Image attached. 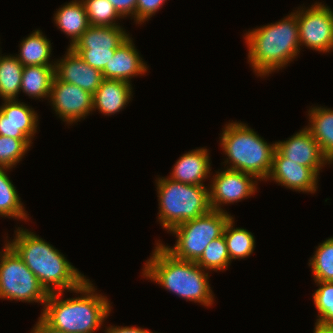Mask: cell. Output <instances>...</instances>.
<instances>
[{
	"instance_id": "cb8c5ba5",
	"label": "cell",
	"mask_w": 333,
	"mask_h": 333,
	"mask_svg": "<svg viewBox=\"0 0 333 333\" xmlns=\"http://www.w3.org/2000/svg\"><path fill=\"white\" fill-rule=\"evenodd\" d=\"M24 66L13 55L0 56V97L2 100L17 99Z\"/></svg>"
},
{
	"instance_id": "52a82bcc",
	"label": "cell",
	"mask_w": 333,
	"mask_h": 333,
	"mask_svg": "<svg viewBox=\"0 0 333 333\" xmlns=\"http://www.w3.org/2000/svg\"><path fill=\"white\" fill-rule=\"evenodd\" d=\"M231 217L227 212L211 209L206 214L174 227L170 231L177 237L173 247L162 245L175 258L196 262L207 245L223 235Z\"/></svg>"
},
{
	"instance_id": "ffe728a7",
	"label": "cell",
	"mask_w": 333,
	"mask_h": 333,
	"mask_svg": "<svg viewBox=\"0 0 333 333\" xmlns=\"http://www.w3.org/2000/svg\"><path fill=\"white\" fill-rule=\"evenodd\" d=\"M53 18L58 28L71 37L69 47H72L90 26L85 7L81 0L71 1L60 7Z\"/></svg>"
},
{
	"instance_id": "4316f807",
	"label": "cell",
	"mask_w": 333,
	"mask_h": 333,
	"mask_svg": "<svg viewBox=\"0 0 333 333\" xmlns=\"http://www.w3.org/2000/svg\"><path fill=\"white\" fill-rule=\"evenodd\" d=\"M309 260L314 281H333V237L316 247Z\"/></svg>"
},
{
	"instance_id": "277c9868",
	"label": "cell",
	"mask_w": 333,
	"mask_h": 333,
	"mask_svg": "<svg viewBox=\"0 0 333 333\" xmlns=\"http://www.w3.org/2000/svg\"><path fill=\"white\" fill-rule=\"evenodd\" d=\"M245 40L249 48L248 61L256 75L262 77L282 69L301 49L297 15L292 12L274 24L248 31Z\"/></svg>"
},
{
	"instance_id": "f1b7e54d",
	"label": "cell",
	"mask_w": 333,
	"mask_h": 333,
	"mask_svg": "<svg viewBox=\"0 0 333 333\" xmlns=\"http://www.w3.org/2000/svg\"><path fill=\"white\" fill-rule=\"evenodd\" d=\"M90 25L120 26L116 20L122 18L109 0H81ZM116 19V20H115Z\"/></svg>"
},
{
	"instance_id": "836d02e7",
	"label": "cell",
	"mask_w": 333,
	"mask_h": 333,
	"mask_svg": "<svg viewBox=\"0 0 333 333\" xmlns=\"http://www.w3.org/2000/svg\"><path fill=\"white\" fill-rule=\"evenodd\" d=\"M118 14L124 18L128 15L132 16L136 21V3L137 0H109Z\"/></svg>"
},
{
	"instance_id": "3957f363",
	"label": "cell",
	"mask_w": 333,
	"mask_h": 333,
	"mask_svg": "<svg viewBox=\"0 0 333 333\" xmlns=\"http://www.w3.org/2000/svg\"><path fill=\"white\" fill-rule=\"evenodd\" d=\"M157 242L152 256L144 265L143 276L187 301L207 307L212 305L214 295L208 273L196 262L175 258L160 241Z\"/></svg>"
},
{
	"instance_id": "4fadbf2b",
	"label": "cell",
	"mask_w": 333,
	"mask_h": 333,
	"mask_svg": "<svg viewBox=\"0 0 333 333\" xmlns=\"http://www.w3.org/2000/svg\"><path fill=\"white\" fill-rule=\"evenodd\" d=\"M3 101L0 106V135L32 141L37 132L38 114L17 99Z\"/></svg>"
},
{
	"instance_id": "1f68e13d",
	"label": "cell",
	"mask_w": 333,
	"mask_h": 333,
	"mask_svg": "<svg viewBox=\"0 0 333 333\" xmlns=\"http://www.w3.org/2000/svg\"><path fill=\"white\" fill-rule=\"evenodd\" d=\"M88 65L102 71L116 49H73Z\"/></svg>"
},
{
	"instance_id": "f546056e",
	"label": "cell",
	"mask_w": 333,
	"mask_h": 333,
	"mask_svg": "<svg viewBox=\"0 0 333 333\" xmlns=\"http://www.w3.org/2000/svg\"><path fill=\"white\" fill-rule=\"evenodd\" d=\"M319 288L313 294L319 315L316 324L333 326V281H315Z\"/></svg>"
},
{
	"instance_id": "7c38bea8",
	"label": "cell",
	"mask_w": 333,
	"mask_h": 333,
	"mask_svg": "<svg viewBox=\"0 0 333 333\" xmlns=\"http://www.w3.org/2000/svg\"><path fill=\"white\" fill-rule=\"evenodd\" d=\"M276 149L287 159L310 167L317 175L330 161L324 156L319 143L305 127L286 141H278Z\"/></svg>"
},
{
	"instance_id": "d590c367",
	"label": "cell",
	"mask_w": 333,
	"mask_h": 333,
	"mask_svg": "<svg viewBox=\"0 0 333 333\" xmlns=\"http://www.w3.org/2000/svg\"><path fill=\"white\" fill-rule=\"evenodd\" d=\"M31 333H66L49 326L41 317L38 318V322L33 327Z\"/></svg>"
},
{
	"instance_id": "7a4b0ae2",
	"label": "cell",
	"mask_w": 333,
	"mask_h": 333,
	"mask_svg": "<svg viewBox=\"0 0 333 333\" xmlns=\"http://www.w3.org/2000/svg\"><path fill=\"white\" fill-rule=\"evenodd\" d=\"M95 290L87 279L72 291L80 297L63 300V292L49 293L40 317L52 328L66 333H95L112 308L108 298Z\"/></svg>"
},
{
	"instance_id": "603a6c76",
	"label": "cell",
	"mask_w": 333,
	"mask_h": 333,
	"mask_svg": "<svg viewBox=\"0 0 333 333\" xmlns=\"http://www.w3.org/2000/svg\"><path fill=\"white\" fill-rule=\"evenodd\" d=\"M55 77V66L32 65L23 68L20 90L31 98H48Z\"/></svg>"
},
{
	"instance_id": "ba28073f",
	"label": "cell",
	"mask_w": 333,
	"mask_h": 333,
	"mask_svg": "<svg viewBox=\"0 0 333 333\" xmlns=\"http://www.w3.org/2000/svg\"><path fill=\"white\" fill-rule=\"evenodd\" d=\"M0 256V298L44 305L49 293L22 258L5 243Z\"/></svg>"
},
{
	"instance_id": "30bf717a",
	"label": "cell",
	"mask_w": 333,
	"mask_h": 333,
	"mask_svg": "<svg viewBox=\"0 0 333 333\" xmlns=\"http://www.w3.org/2000/svg\"><path fill=\"white\" fill-rule=\"evenodd\" d=\"M209 187L210 206L213 210L226 212L222 204H229L249 198L257 191V180L253 175L239 170H220L213 175Z\"/></svg>"
},
{
	"instance_id": "5b68a950",
	"label": "cell",
	"mask_w": 333,
	"mask_h": 333,
	"mask_svg": "<svg viewBox=\"0 0 333 333\" xmlns=\"http://www.w3.org/2000/svg\"><path fill=\"white\" fill-rule=\"evenodd\" d=\"M220 138V146L228 157L224 162L231 165L229 169L267 181L276 143L268 144L248 125L236 121L225 125Z\"/></svg>"
},
{
	"instance_id": "d6986e66",
	"label": "cell",
	"mask_w": 333,
	"mask_h": 333,
	"mask_svg": "<svg viewBox=\"0 0 333 333\" xmlns=\"http://www.w3.org/2000/svg\"><path fill=\"white\" fill-rule=\"evenodd\" d=\"M130 34L122 26L90 25L70 47L72 49H117Z\"/></svg>"
},
{
	"instance_id": "8fae6325",
	"label": "cell",
	"mask_w": 333,
	"mask_h": 333,
	"mask_svg": "<svg viewBox=\"0 0 333 333\" xmlns=\"http://www.w3.org/2000/svg\"><path fill=\"white\" fill-rule=\"evenodd\" d=\"M49 98L56 114L67 124L85 119L93 111V94L56 77L53 79Z\"/></svg>"
},
{
	"instance_id": "2e32d148",
	"label": "cell",
	"mask_w": 333,
	"mask_h": 333,
	"mask_svg": "<svg viewBox=\"0 0 333 333\" xmlns=\"http://www.w3.org/2000/svg\"><path fill=\"white\" fill-rule=\"evenodd\" d=\"M147 64L143 61L133 40L129 36L115 50L114 55L101 71L104 79L121 80L130 83L131 78L147 72ZM130 79V80H129Z\"/></svg>"
},
{
	"instance_id": "8992f818",
	"label": "cell",
	"mask_w": 333,
	"mask_h": 333,
	"mask_svg": "<svg viewBox=\"0 0 333 333\" xmlns=\"http://www.w3.org/2000/svg\"><path fill=\"white\" fill-rule=\"evenodd\" d=\"M159 197L158 219L162 227L171 231L177 225L209 212V187L192 185L161 177L156 180Z\"/></svg>"
},
{
	"instance_id": "8d00e7d4",
	"label": "cell",
	"mask_w": 333,
	"mask_h": 333,
	"mask_svg": "<svg viewBox=\"0 0 333 333\" xmlns=\"http://www.w3.org/2000/svg\"><path fill=\"white\" fill-rule=\"evenodd\" d=\"M313 333H333V326H322L315 323Z\"/></svg>"
},
{
	"instance_id": "83f0119b",
	"label": "cell",
	"mask_w": 333,
	"mask_h": 333,
	"mask_svg": "<svg viewBox=\"0 0 333 333\" xmlns=\"http://www.w3.org/2000/svg\"><path fill=\"white\" fill-rule=\"evenodd\" d=\"M196 263L206 270L221 271L231 263L224 235L212 240Z\"/></svg>"
},
{
	"instance_id": "484cf974",
	"label": "cell",
	"mask_w": 333,
	"mask_h": 333,
	"mask_svg": "<svg viewBox=\"0 0 333 333\" xmlns=\"http://www.w3.org/2000/svg\"><path fill=\"white\" fill-rule=\"evenodd\" d=\"M7 170L10 169L0 168V217L7 216L26 221L29 216H27L16 187L7 176Z\"/></svg>"
},
{
	"instance_id": "6da1fadb",
	"label": "cell",
	"mask_w": 333,
	"mask_h": 333,
	"mask_svg": "<svg viewBox=\"0 0 333 333\" xmlns=\"http://www.w3.org/2000/svg\"><path fill=\"white\" fill-rule=\"evenodd\" d=\"M16 230L14 231L16 236L9 241V245L48 293L73 291L87 280L59 250L39 235L21 227Z\"/></svg>"
},
{
	"instance_id": "5bb4252c",
	"label": "cell",
	"mask_w": 333,
	"mask_h": 333,
	"mask_svg": "<svg viewBox=\"0 0 333 333\" xmlns=\"http://www.w3.org/2000/svg\"><path fill=\"white\" fill-rule=\"evenodd\" d=\"M319 176L310 168L285 158L277 149L273 155L268 179H272L286 188L315 193Z\"/></svg>"
},
{
	"instance_id": "9a60e30c",
	"label": "cell",
	"mask_w": 333,
	"mask_h": 333,
	"mask_svg": "<svg viewBox=\"0 0 333 333\" xmlns=\"http://www.w3.org/2000/svg\"><path fill=\"white\" fill-rule=\"evenodd\" d=\"M55 77L94 94L104 80L99 69L88 65L72 48L64 58L55 62Z\"/></svg>"
},
{
	"instance_id": "e0dca14e",
	"label": "cell",
	"mask_w": 333,
	"mask_h": 333,
	"mask_svg": "<svg viewBox=\"0 0 333 333\" xmlns=\"http://www.w3.org/2000/svg\"><path fill=\"white\" fill-rule=\"evenodd\" d=\"M208 149L198 148L183 154L174 164L168 178L186 184L204 185L211 171Z\"/></svg>"
},
{
	"instance_id": "d6a6232c",
	"label": "cell",
	"mask_w": 333,
	"mask_h": 333,
	"mask_svg": "<svg viewBox=\"0 0 333 333\" xmlns=\"http://www.w3.org/2000/svg\"><path fill=\"white\" fill-rule=\"evenodd\" d=\"M165 2L166 0H137L136 24H142L150 19Z\"/></svg>"
},
{
	"instance_id": "d4e9b609",
	"label": "cell",
	"mask_w": 333,
	"mask_h": 333,
	"mask_svg": "<svg viewBox=\"0 0 333 333\" xmlns=\"http://www.w3.org/2000/svg\"><path fill=\"white\" fill-rule=\"evenodd\" d=\"M233 224L234 218L232 216L226 223L223 232L230 261L250 256L255 247L254 235L246 229L234 228Z\"/></svg>"
},
{
	"instance_id": "4dcf8cb0",
	"label": "cell",
	"mask_w": 333,
	"mask_h": 333,
	"mask_svg": "<svg viewBox=\"0 0 333 333\" xmlns=\"http://www.w3.org/2000/svg\"><path fill=\"white\" fill-rule=\"evenodd\" d=\"M32 141L0 135V168L11 169L23 158Z\"/></svg>"
},
{
	"instance_id": "ac0fdd59",
	"label": "cell",
	"mask_w": 333,
	"mask_h": 333,
	"mask_svg": "<svg viewBox=\"0 0 333 333\" xmlns=\"http://www.w3.org/2000/svg\"><path fill=\"white\" fill-rule=\"evenodd\" d=\"M132 97V85L121 80L104 79L93 94V111L114 115L127 105Z\"/></svg>"
},
{
	"instance_id": "7402d4cb",
	"label": "cell",
	"mask_w": 333,
	"mask_h": 333,
	"mask_svg": "<svg viewBox=\"0 0 333 333\" xmlns=\"http://www.w3.org/2000/svg\"><path fill=\"white\" fill-rule=\"evenodd\" d=\"M51 42L40 30H35L20 44V53L16 58L25 66L41 65L55 66V62L50 63L52 52Z\"/></svg>"
},
{
	"instance_id": "44dd1931",
	"label": "cell",
	"mask_w": 333,
	"mask_h": 333,
	"mask_svg": "<svg viewBox=\"0 0 333 333\" xmlns=\"http://www.w3.org/2000/svg\"><path fill=\"white\" fill-rule=\"evenodd\" d=\"M310 125L306 128L319 143L324 156L333 163V110L312 107L308 112Z\"/></svg>"
},
{
	"instance_id": "e575fe53",
	"label": "cell",
	"mask_w": 333,
	"mask_h": 333,
	"mask_svg": "<svg viewBox=\"0 0 333 333\" xmlns=\"http://www.w3.org/2000/svg\"><path fill=\"white\" fill-rule=\"evenodd\" d=\"M107 330H105V333H153L151 331H149L148 329H143L141 327H134V326H125V327H121V326H109L108 328H106Z\"/></svg>"
},
{
	"instance_id": "9c48e42d",
	"label": "cell",
	"mask_w": 333,
	"mask_h": 333,
	"mask_svg": "<svg viewBox=\"0 0 333 333\" xmlns=\"http://www.w3.org/2000/svg\"><path fill=\"white\" fill-rule=\"evenodd\" d=\"M298 20L300 46L319 52L333 50V11L326 4L316 2L308 9L294 12Z\"/></svg>"
}]
</instances>
